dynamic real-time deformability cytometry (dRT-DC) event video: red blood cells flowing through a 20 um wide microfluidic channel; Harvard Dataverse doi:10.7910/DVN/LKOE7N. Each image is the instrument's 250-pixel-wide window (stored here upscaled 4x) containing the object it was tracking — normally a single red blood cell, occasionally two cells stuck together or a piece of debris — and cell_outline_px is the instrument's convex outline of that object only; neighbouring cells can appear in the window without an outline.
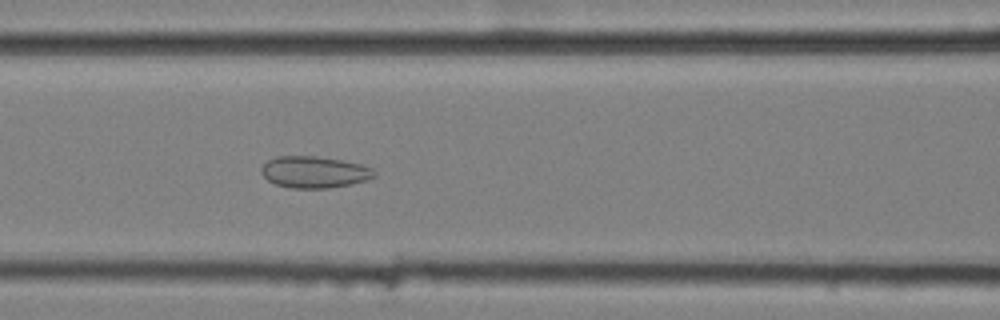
{"species": "common noctule bat (a hibernating species)", "species_latin": "Nyctalus noctula", "temperature_condition": "cold", "stored_images_in_passage": 6, "camera_frame_rate_fps": 3000, "um_per_image_px": 0.085, "animal": {"sex": "female", "body_mass_g": 25.1}, "frame": {"image": 1, "passage_image": 6, "time_ms": 1.667, "image_size_px": [1000, 320], "cell_outline_px": [[376, 176], [368, 180], [352, 184], [328, 188], [292, 188], [276, 184], [268, 180], [260, 172], [260, 168], [268, 160], [276, 156], [316, 156], [340, 160], [360, 164], [372, 168], [376, 172]], "centroid_in_image_um": [26.72, 14.63], "position_along_channel_um": 139.9, "area_um2": 20.87}}